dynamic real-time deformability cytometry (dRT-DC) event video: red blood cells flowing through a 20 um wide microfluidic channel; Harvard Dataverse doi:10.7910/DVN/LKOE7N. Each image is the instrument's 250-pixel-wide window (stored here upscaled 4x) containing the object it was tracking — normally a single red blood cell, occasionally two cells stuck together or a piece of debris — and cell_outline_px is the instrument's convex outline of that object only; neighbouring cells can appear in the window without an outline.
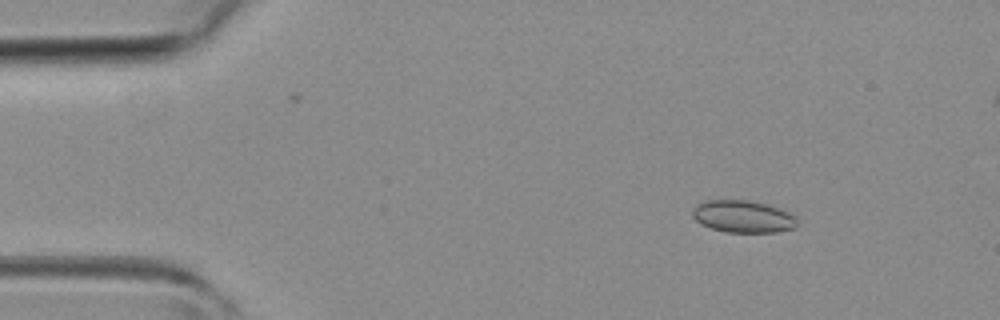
{"species": "common noctule bat (a hibernating species)", "species_latin": "Nyctalus noctula", "temperature_condition": "room temperature", "stored_images_in_passage": 41, "segment_of_instrument_passage": [1, 2], "camera_frame_rate_fps": 3000, "um_per_image_px": 0.085, "animal": {"sex": "female", "body_mass_g": 19.3, "forearm_length_mm": 54.1}, "frame": {"image": 1, "passage_image": 3, "time_ms": 0.667, "image_size_px": [1000, 320], "cell_outline_px": [[800, 224], [796, 228], [776, 232], [724, 232], [700, 224], [692, 216], [692, 208], [696, 204], [708, 200], [748, 200], [764, 204], [788, 212], [796, 216]], "centroid_in_image_um": [63.16, 18.41], "position_along_channel_um": 21.8, "area_um2": 19.77}}
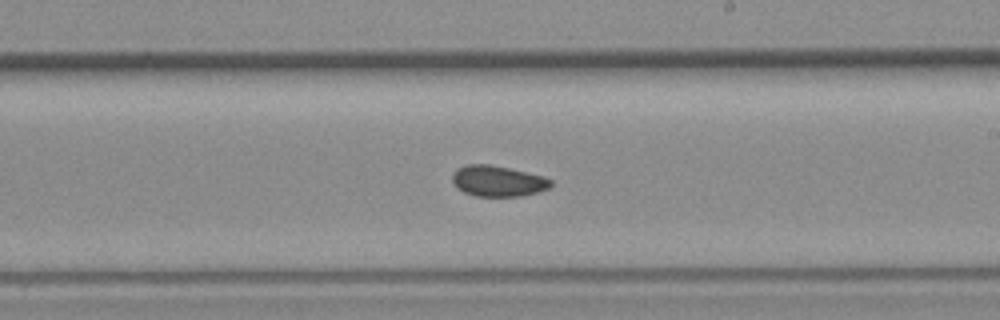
{"frame": {"image": 2, "passage_image": 22, "time_ms": 7.0, "image_size_px": [1000, 320], "cell_outline_px": [[552, 184], [548, 188], [536, 192], [520, 196], [476, 196], [464, 192], [456, 188], [452, 180], [452, 172], [456, 168], [468, 164], [488, 164], [508, 168], [544, 176], [552, 180]], "centroid_in_image_um": [42.28, 15.38], "position_along_channel_um": 246.7, "area_um2": 17.69}}
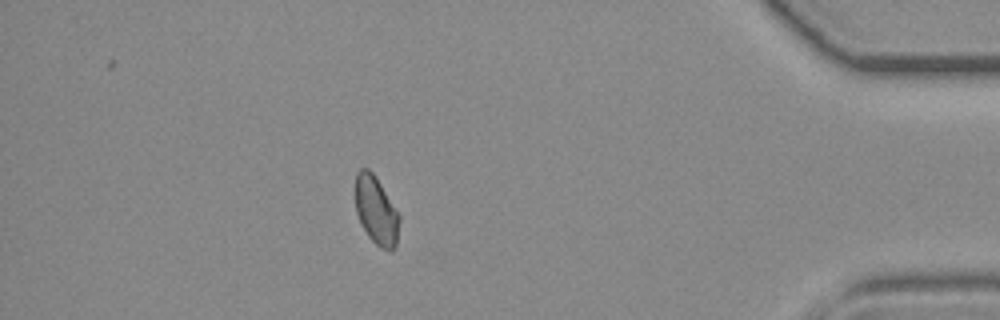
{"frame": {"image": 3, "passage_image": 35, "time_ms": 11.333, "image_size_px": [1000, 320], "cell_outline_px": [[400, 220], [396, 248], [392, 252], [380, 248], [368, 236], [356, 212], [356, 172], [360, 168], [368, 168], [376, 176], [400, 216]], "centroid_in_image_um": [32.0, 17.91], "position_along_channel_um": 403.2, "area_um2": 17.51}}